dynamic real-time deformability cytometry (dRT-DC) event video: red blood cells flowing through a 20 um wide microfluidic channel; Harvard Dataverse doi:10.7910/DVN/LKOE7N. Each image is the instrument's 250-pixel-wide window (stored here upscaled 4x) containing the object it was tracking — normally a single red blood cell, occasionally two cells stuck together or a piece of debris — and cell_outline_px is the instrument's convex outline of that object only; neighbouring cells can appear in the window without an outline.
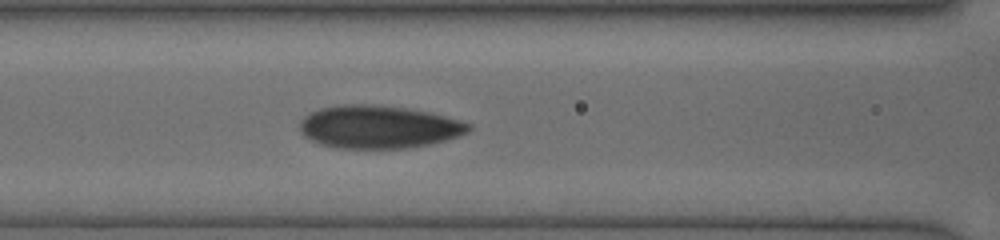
{"species": "human", "species_latin": "Homo sapiens", "temperature_condition": "cold", "stored_images_in_passage": 8, "camera_frame_rate_fps": 3000, "um_per_image_px": 0.085, "donor": {"sex": "female"}, "frame": {"image": 1, "passage_image": 5, "time_ms": 2.667, "image_size_px": [1000, 240], "cell_outline_px": [[472, 128], [468, 132], [460, 136], [412, 148], [332, 148], [320, 144], [304, 136], [300, 132], [300, 124], [304, 116], [320, 108], [344, 104], [376, 104], [404, 108], [428, 112], [460, 120], [472, 124]], "centroid_in_image_um": [32.18, 10.79], "position_along_channel_um": 134.4, "area_um2": 42.25}}
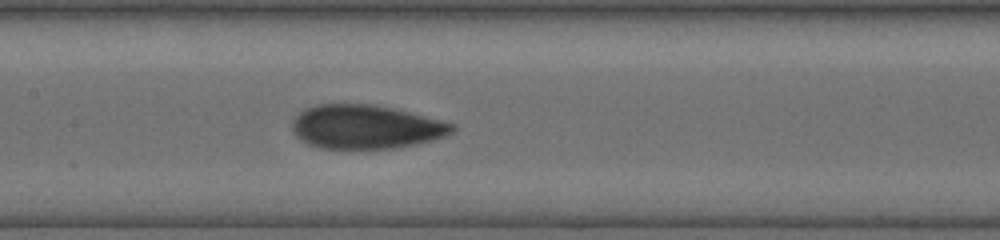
{"frame": {"image": 2, "passage_image": 8, "time_ms": 3.667, "image_size_px": [1000, 240], "cell_outline_px": [[456, 128], [452, 132], [444, 136], [432, 140], [416, 144], [396, 148], [320, 148], [308, 144], [300, 140], [292, 132], [292, 120], [304, 108], [316, 104], [376, 104], [396, 108], [456, 124]], "centroid_in_image_um": [31.08, 10.77], "position_along_channel_um": 176.3, "area_um2": 41.21}}